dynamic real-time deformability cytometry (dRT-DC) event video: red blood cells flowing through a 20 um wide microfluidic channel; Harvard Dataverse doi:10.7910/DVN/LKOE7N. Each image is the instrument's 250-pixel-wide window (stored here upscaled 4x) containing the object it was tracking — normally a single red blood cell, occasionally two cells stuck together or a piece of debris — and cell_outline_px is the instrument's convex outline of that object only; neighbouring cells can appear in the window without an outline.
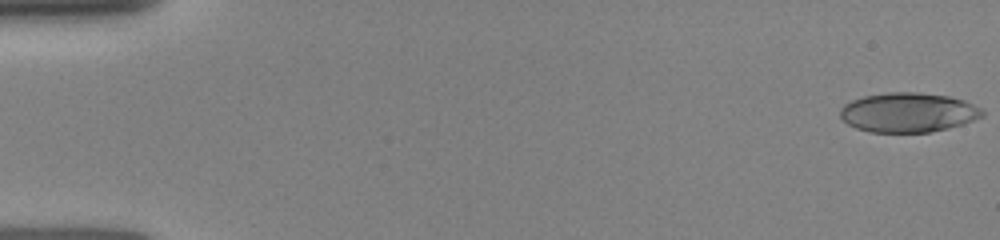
{"species": "human", "species_latin": "Homo sapiens", "temperature_condition": "room temperature", "stored_images_in_passage": 35, "camera_frame_rate_fps": 3000, "um_per_image_px": 0.085, "donor": {"sex": "female"}, "frame": {"image": 1, "passage_image": 1, "time_ms": 0.0, "image_size_px": [1000, 240], "cell_outline_px": [[984, 116], [948, 128], [928, 132], [868, 132], [856, 128], [848, 124], [840, 116], [840, 108], [844, 104], [852, 100], [864, 96], [888, 92], [920, 92], [948, 96], [964, 100], [980, 108], [984, 112]], "centroid_in_image_um": [77.17, 9.55], "position_along_channel_um": 7.8, "area_um2": 32.66}}
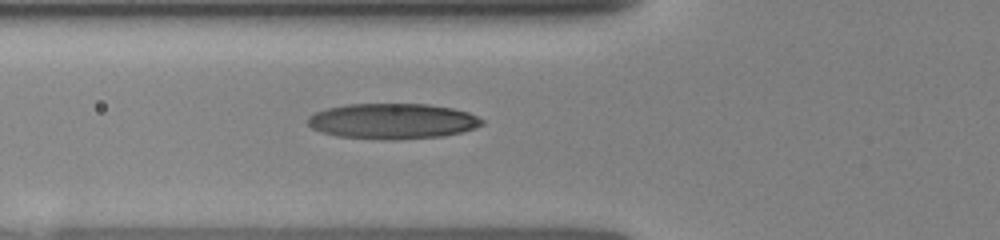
{"frame": {"image": 2, "passage_image": 25, "time_ms": 5.667, "image_size_px": [1000, 240], "cell_outline_px": [[484, 124], [460, 132], [444, 136], [396, 140], [392, 140], [340, 136], [320, 132], [312, 128], [308, 124], [308, 116], [316, 112], [328, 108], [348, 104], [428, 104], [452, 108], [468, 112], [484, 120]], "centroid_in_image_um": [33.37, 10.3], "position_along_channel_um": 92.4, "area_um2": 35.89}}
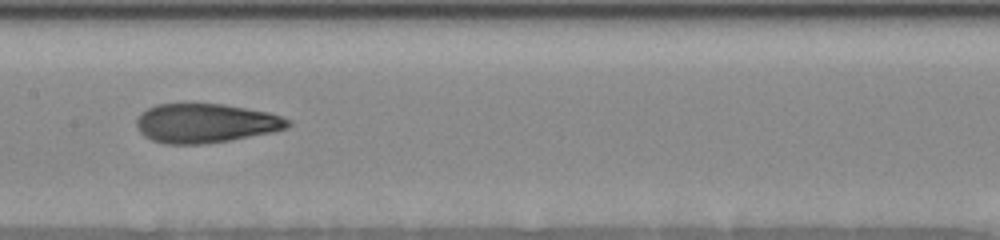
{"frame": {"image": 3, "passage_image": 34, "time_ms": 8.0, "image_size_px": [1000, 240], "cell_outline_px": [[292, 124], [288, 128], [272, 132], [228, 140], [204, 144], [168, 144], [152, 140], [144, 136], [140, 132], [136, 124], [136, 120], [148, 108], [156, 104], [224, 104], [268, 112], [292, 120]], "centroid_in_image_um": [17.51, 10.47], "position_along_channel_um": 189.9, "area_um2": 34.39}}